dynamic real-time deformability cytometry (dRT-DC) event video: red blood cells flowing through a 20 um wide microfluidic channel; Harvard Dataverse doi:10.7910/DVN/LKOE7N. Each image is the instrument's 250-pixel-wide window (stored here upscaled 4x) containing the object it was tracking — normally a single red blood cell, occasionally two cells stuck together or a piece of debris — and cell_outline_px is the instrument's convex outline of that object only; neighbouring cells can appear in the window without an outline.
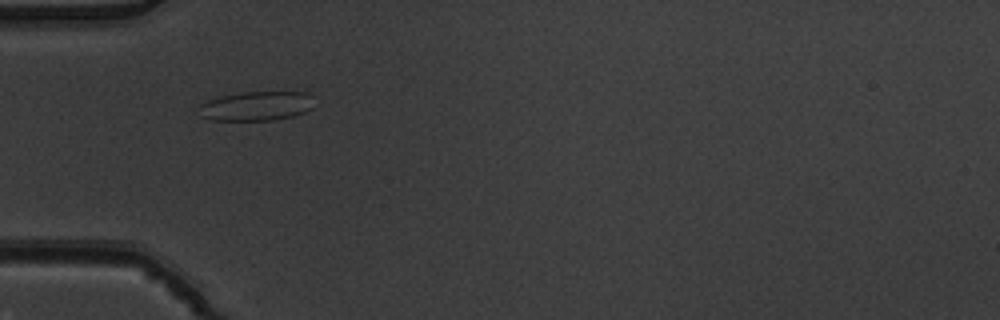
{"species": "common noctule bat (a hibernating species)", "species_latin": "Nyctalus noctula", "temperature_condition": "warm", "stored_images_in_passage": 2, "camera_frame_rate_fps": 3000, "um_per_image_px": 0.085, "animal": {"sex": "male", "body_mass_g": 19.5, "forearm_length_mm": 54.6}, "frame": {"image": 1, "passage_image": 1, "time_ms": 0.0, "image_size_px": [1000, 320], "cell_outline_px": [[312, 108], [304, 112], [292, 116], [272, 120], [208, 120], [200, 116], [200, 104], [208, 100], [220, 96], [240, 92], [308, 92], [312, 96]], "centroid_in_image_um": [21.77, 9.01], "position_along_channel_um": 63.2, "area_um2": 19.71}}
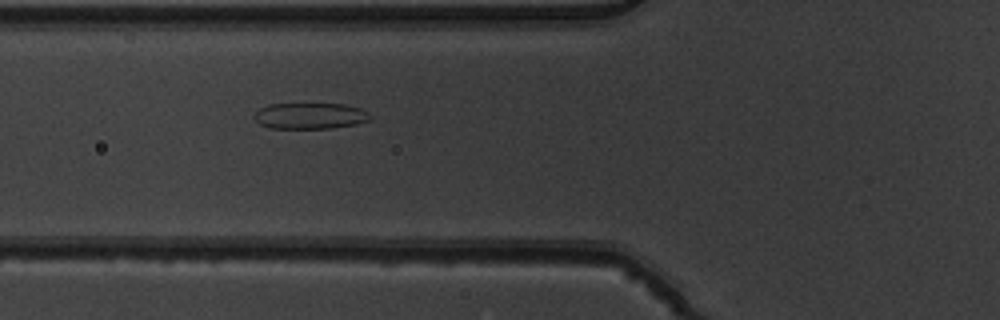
{"frame": {"image": 2, "passage_image": 2, "time_ms": 0.333, "image_size_px": [1000, 320], "cell_outline_px": [[372, 120], [356, 124], [332, 128], [268, 128], [260, 124], [252, 116], [260, 108], [268, 104], [344, 104], [360, 108], [368, 112], [372, 116]], "centroid_in_image_um": [26.38, 9.85], "position_along_channel_um": 99.4, "area_um2": 17.74}}